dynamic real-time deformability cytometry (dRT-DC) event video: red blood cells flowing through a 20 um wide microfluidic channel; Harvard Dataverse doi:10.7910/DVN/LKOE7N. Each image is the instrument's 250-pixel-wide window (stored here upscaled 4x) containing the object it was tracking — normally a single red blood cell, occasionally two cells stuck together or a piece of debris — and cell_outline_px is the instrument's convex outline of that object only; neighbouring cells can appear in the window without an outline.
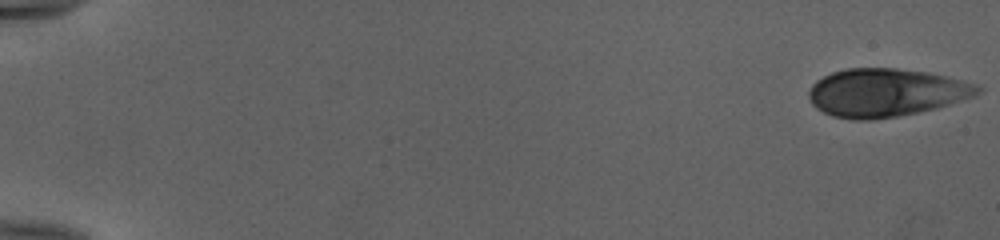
{"species": "human", "species_latin": "Homo sapiens", "temperature_condition": "cold", "stored_images_in_passage": 52, "camera_frame_rate_fps": 3000, "um_per_image_px": 0.085, "donor": {"sex": "female"}, "frame": {"image": 1, "passage_image": 1, "time_ms": 0.0, "image_size_px": [1000, 240], "cell_outline_px": [[984, 88], [976, 96], [936, 108], [900, 116], [872, 120], [852, 120], [832, 116], [816, 108], [812, 104], [808, 96], [808, 92], [812, 84], [816, 80], [832, 72], [848, 68], [896, 68], [928, 72], [976, 84]], "centroid_in_image_um": [75.29, 7.88], "position_along_channel_um": 9.7, "area_um2": 47.51}}
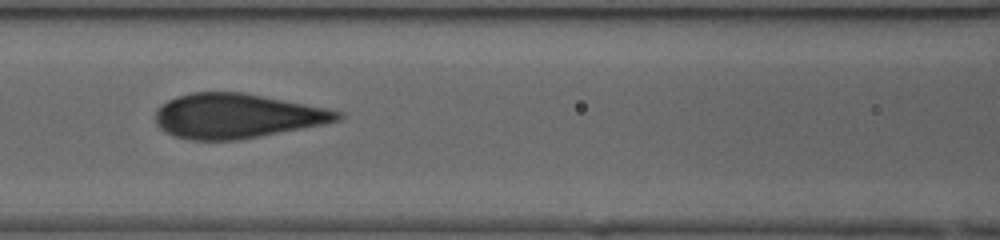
{"frame": {"image": 2, "passage_image": 25, "time_ms": 8.0, "image_size_px": [1000, 240], "cell_outline_px": [[344, 116], [340, 120], [324, 124], [236, 140], [192, 140], [172, 136], [156, 120], [156, 112], [168, 100], [176, 96], [192, 92], [244, 92], [328, 108], [344, 112]], "centroid_in_image_um": [20.19, 9.84], "position_along_channel_um": 146.4, "area_um2": 46.99}}
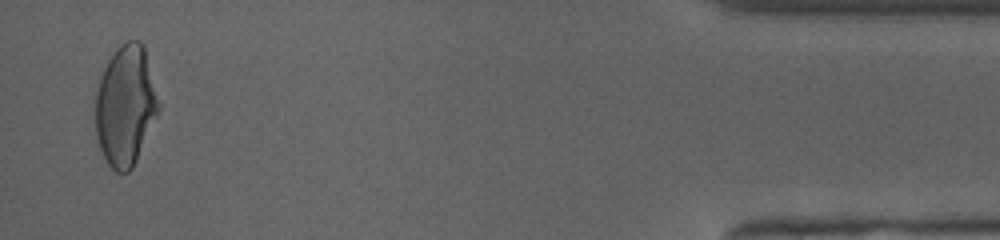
{"frame": {"image": 3, "passage_image": 51, "time_ms": 16.667, "image_size_px": [1000, 240], "cell_outline_px": [[160, 108], [136, 160], [132, 168], [128, 172], [116, 172], [108, 164], [100, 148], [96, 136], [96, 92], [100, 76], [108, 60], [116, 48], [120, 44], [128, 40], [140, 40], [144, 44], [160, 104]], "centroid_in_image_um": [10.67, 8.94], "position_along_channel_um": 424.5, "area_um2": 44.16}, "authors_computed_cell_mechanics": {"area_um2": 46.5868, "velocity_mm_per_s": 3.9955, "shape_relaxation_time_tau1_ms": 9.0986, "shape_relaxation_time_tau2_ms": null, "deformation_change_tau1": 0.2774, "deformation_change_tau2": null}}